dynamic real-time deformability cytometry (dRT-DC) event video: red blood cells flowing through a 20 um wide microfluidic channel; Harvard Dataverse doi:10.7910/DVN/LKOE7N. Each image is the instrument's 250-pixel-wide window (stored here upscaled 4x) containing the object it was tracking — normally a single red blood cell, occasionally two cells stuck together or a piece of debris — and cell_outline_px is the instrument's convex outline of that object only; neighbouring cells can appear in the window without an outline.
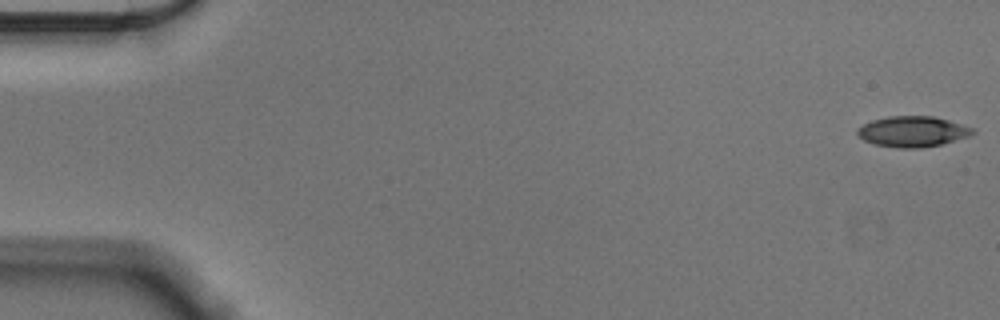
{"species": "Egyptian fruit bat (a non-hibernating species)", "species_latin": "Rousettus aegyptiacus", "temperature_condition": "cold", "stored_images_in_passage": 56, "camera_frame_rate_fps": 3000, "um_per_image_px": 0.085, "animal": {"sex": "male"}, "frame": {"image": 1, "passage_image": 1, "time_ms": 0.0, "image_size_px": [1000, 320], "cell_outline_px": [[976, 132], [968, 136], [940, 144], [920, 148], [896, 148], [876, 144], [864, 140], [856, 132], [856, 128], [872, 120], [888, 116], [932, 116], [948, 120], [976, 128]], "centroid_in_image_um": [77.57, 11.17], "position_along_channel_um": 7.4, "area_um2": 20.52}}
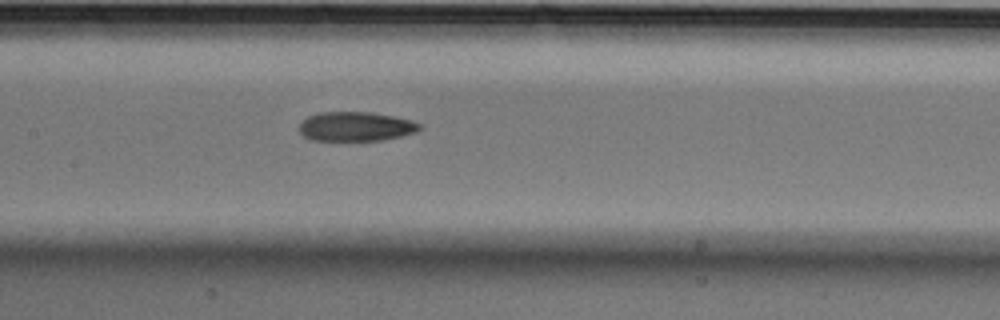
{"frame": {"image": 2, "passage_image": 27, "time_ms": 8.667, "image_size_px": [1000, 320], "cell_outline_px": [[424, 128], [416, 132], [384, 140], [312, 140], [304, 136], [300, 132], [300, 124], [308, 116], [320, 112], [372, 112], [412, 120], [420, 124]], "centroid_in_image_um": [30.28, 10.75], "position_along_channel_um": 177.1, "area_um2": 20.52}}
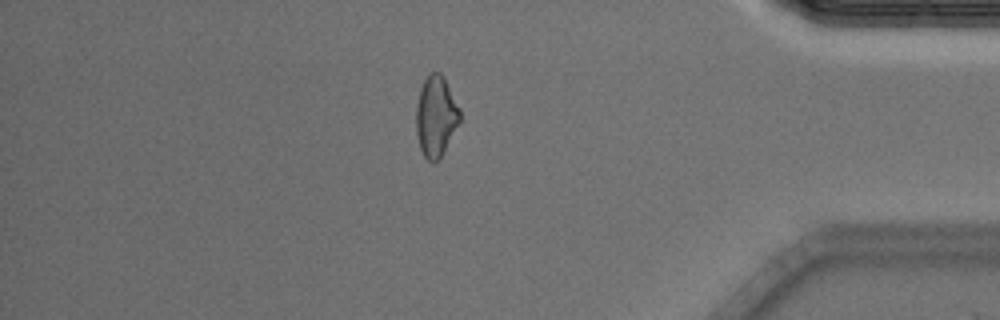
{"frame": {"image": 3, "passage_image": 48, "time_ms": 15.667, "image_size_px": [1000, 320], "cell_outline_px": [[460, 120], [440, 160], [432, 164], [424, 156], [420, 148], [416, 132], [416, 104], [420, 88], [424, 80], [432, 72], [440, 72], [444, 76], [460, 108]], "centroid_in_image_um": [37.05, 9.9], "position_along_channel_um": 398.2, "area_um2": 20.75}, "authors_computed_cell_mechanics": {"area_um2": 21.0392, "velocity_mm_per_s": 3.5996, "shape_relaxation_time_tau1_ms": 6.678, "shape_relaxation_time_tau2_ms": 4.882, "deformation_change_tau1": 0.1527, "deformation_change_tau2": 0.1332}}